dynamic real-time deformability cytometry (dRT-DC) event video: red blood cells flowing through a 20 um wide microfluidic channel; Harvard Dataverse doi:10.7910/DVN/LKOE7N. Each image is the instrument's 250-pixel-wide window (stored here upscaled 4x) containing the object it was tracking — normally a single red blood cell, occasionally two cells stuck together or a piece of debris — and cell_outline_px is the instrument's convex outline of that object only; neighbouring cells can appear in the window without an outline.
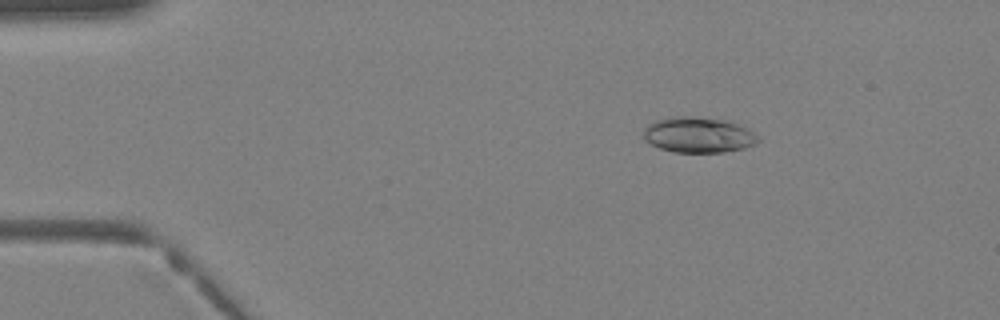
{"species": "Egyptian fruit bat (a non-hibernating species)", "species_latin": "Rousettus aegyptiacus", "temperature_condition": "warm", "stored_images_in_passage": 39, "camera_frame_rate_fps": 3000, "um_per_image_px": 0.085, "animal": {"sex": "female"}, "frame": {"image": 1, "passage_image": 6, "time_ms": 1.667, "image_size_px": [1000, 320], "cell_outline_px": [[760, 140], [756, 144], [744, 148], [724, 152], [672, 152], [660, 148], [644, 140], [644, 128], [648, 124], [656, 120], [668, 116], [696, 116], [724, 120], [736, 124], [752, 132]], "centroid_in_image_um": [59.32, 11.46], "position_along_channel_um": 25.7, "area_um2": 23.7}}
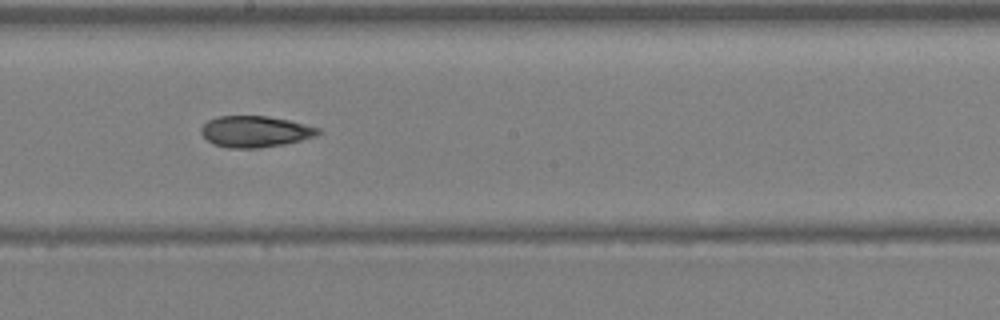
{"frame": {"image": 2, "passage_image": 22, "time_ms": 7.0, "image_size_px": [1000, 320], "cell_outline_px": [[320, 132], [316, 136], [284, 144], [260, 148], [228, 148], [212, 144], [200, 132], [200, 128], [208, 120], [220, 116], [268, 116], [288, 120], [320, 128]], "centroid_in_image_um": [21.67, 11.18], "position_along_channel_um": 226.5, "area_um2": 21.27}}
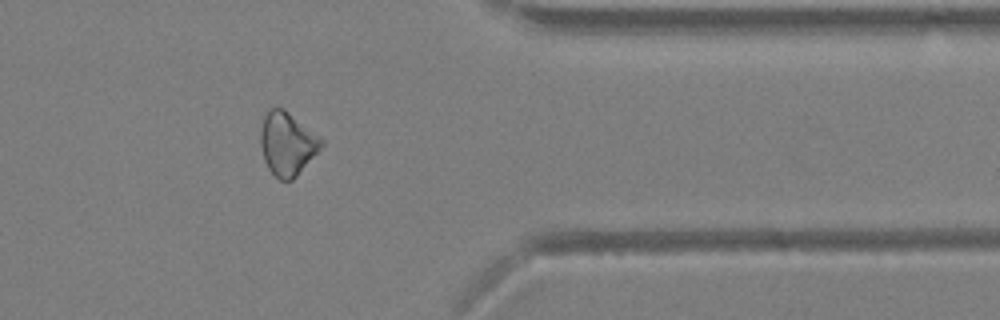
{"frame": {"image": 3, "passage_image": 32, "time_ms": 10.333, "image_size_px": [1000, 320], "cell_outline_px": [[324, 144], [296, 176], [292, 180], [280, 180], [268, 168], [264, 160], [260, 144], [260, 132], [264, 116], [268, 108], [284, 108], [324, 140]], "centroid_in_image_um": [24.4, 12.19], "position_along_channel_um": 387.0, "area_um2": 22.2}}